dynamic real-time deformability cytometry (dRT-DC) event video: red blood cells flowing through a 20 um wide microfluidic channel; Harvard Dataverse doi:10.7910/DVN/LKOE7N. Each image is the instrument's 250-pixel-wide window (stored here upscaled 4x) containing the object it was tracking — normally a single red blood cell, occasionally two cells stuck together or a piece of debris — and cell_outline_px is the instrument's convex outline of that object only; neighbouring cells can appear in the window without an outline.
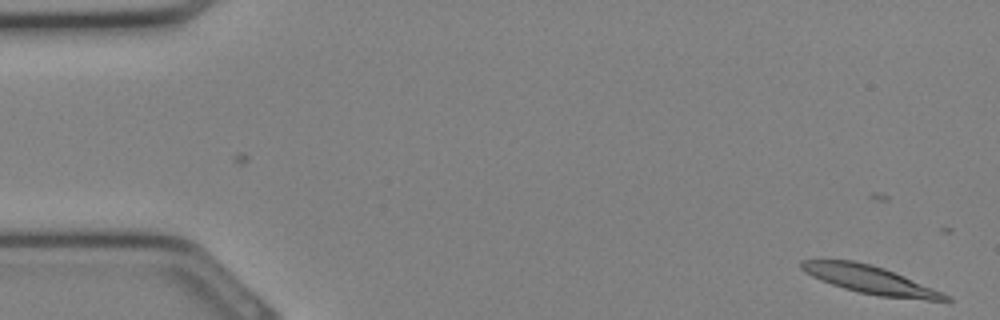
{"species": "Egyptian fruit bat (a non-hibernating species)", "species_latin": "Rousettus aegyptiacus", "temperature_condition": "cold", "stored_images_in_passage": 28, "camera_frame_rate_fps": 3000, "um_per_image_px": 0.085, "animal": {"sex": "female"}, "frame": {"image": 1, "passage_image": 2, "time_ms": 0.333, "image_size_px": [1000, 320], "cell_outline_px": [[952, 300], [924, 300], [880, 296], [860, 292], [844, 288], [820, 280], [804, 272], [800, 268], [800, 260], [820, 256], [852, 260], [884, 268], [940, 292], [948, 296]], "centroid_in_image_um": [73.75, 23.71], "position_along_channel_um": 11.3, "area_um2": 23.52}}
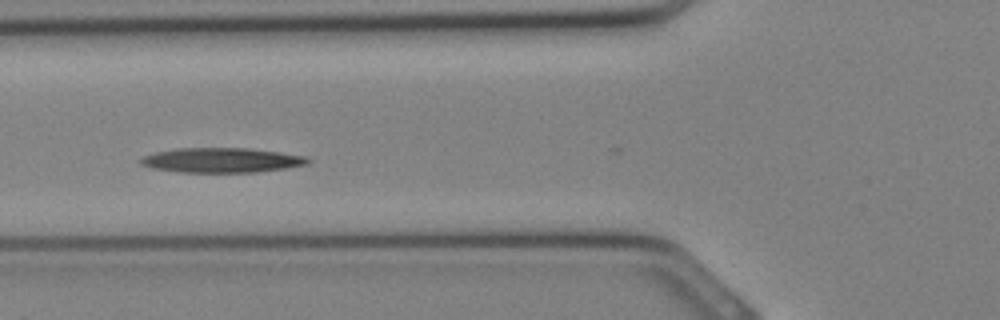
{"frame": {"image": 2, "passage_image": 13, "time_ms": 4.0, "image_size_px": [1000, 320], "cell_outline_px": [[312, 160], [308, 164], [284, 168], [256, 172], [180, 172], [152, 168], [140, 164], [136, 160], [144, 156], [156, 152], [176, 148], [248, 148], [280, 152], [304, 156]], "centroid_in_image_um": [18.8, 13.61], "position_along_channel_um": 107.0, "area_um2": 24.1}}
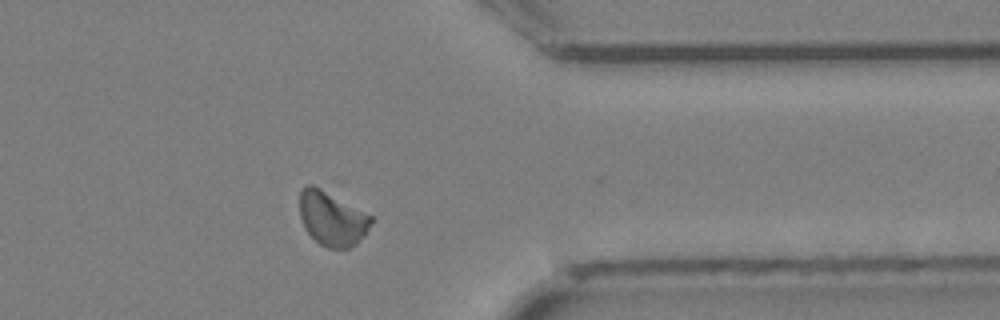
{"frame": {"image": 3, "passage_image": 27, "time_ms": 8.667, "image_size_px": [1000, 320], "cell_outline_px": [[376, 216], [364, 236], [356, 244], [348, 248], [328, 248], [320, 244], [304, 228], [300, 216], [300, 192], [308, 184], [312, 184]], "centroid_in_image_um": [28.27, 18.57], "position_along_channel_um": 383.1, "area_um2": 22.77}}